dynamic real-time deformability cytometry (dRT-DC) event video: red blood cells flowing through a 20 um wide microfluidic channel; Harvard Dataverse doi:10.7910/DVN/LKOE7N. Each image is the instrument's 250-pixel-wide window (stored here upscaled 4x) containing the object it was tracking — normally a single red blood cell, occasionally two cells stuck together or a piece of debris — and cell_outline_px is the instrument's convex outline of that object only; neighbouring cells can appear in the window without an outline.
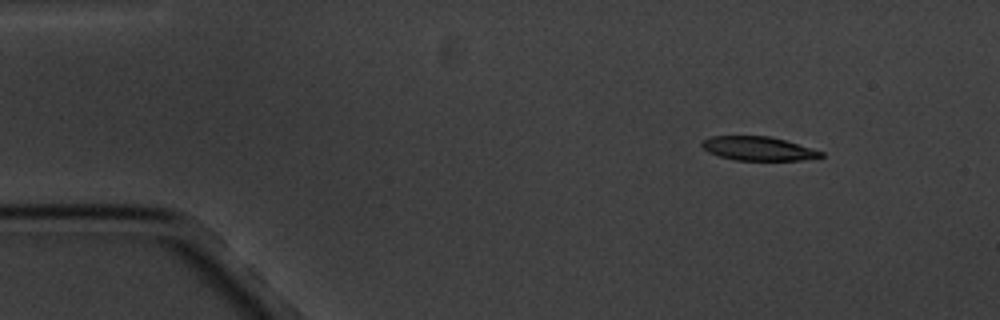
{"species": "common noctule bat (a hibernating species)", "species_latin": "Nyctalus noctula", "temperature_condition": "cold", "stored_images_in_passage": 4, "camera_frame_rate_fps": 3000, "um_per_image_px": 0.085, "animal": {"sex": "male", "body_mass_g": 20.1, "forearm_length_mm": 53.5}, "frame": {"image": 1, "passage_image": 1, "time_ms": 0.0, "image_size_px": [1000, 320], "cell_outline_px": [[824, 156], [800, 160], [736, 160], [720, 156], [708, 152], [700, 144], [704, 140], [712, 136], [768, 136], [784, 140], [824, 152]], "centroid_in_image_um": [64.43, 12.63], "position_along_channel_um": 20.6, "area_um2": 16.3}}
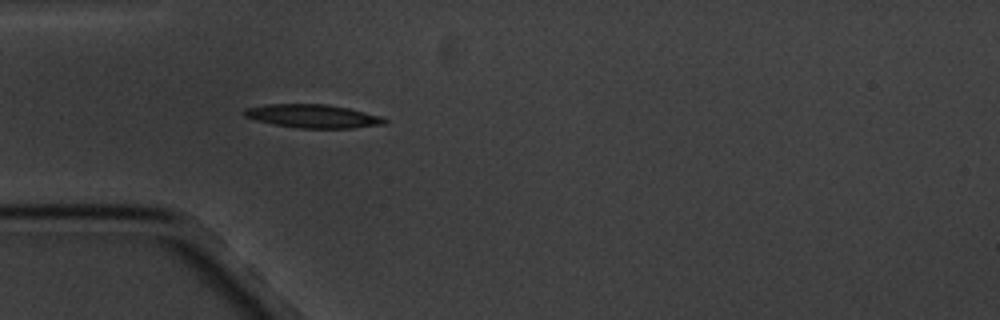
{"frame": {"image": 2, "passage_image": 4, "time_ms": 3.333, "image_size_px": [1000, 320], "cell_outline_px": [[388, 120], [384, 124], [352, 128], [300, 128], [276, 124], [256, 120], [244, 116], [240, 112], [244, 108], [268, 104], [328, 104], [348, 108], [384, 116]], "centroid_in_image_um": [26.6, 9.86], "position_along_channel_um": 58.4, "area_um2": 19.25}}